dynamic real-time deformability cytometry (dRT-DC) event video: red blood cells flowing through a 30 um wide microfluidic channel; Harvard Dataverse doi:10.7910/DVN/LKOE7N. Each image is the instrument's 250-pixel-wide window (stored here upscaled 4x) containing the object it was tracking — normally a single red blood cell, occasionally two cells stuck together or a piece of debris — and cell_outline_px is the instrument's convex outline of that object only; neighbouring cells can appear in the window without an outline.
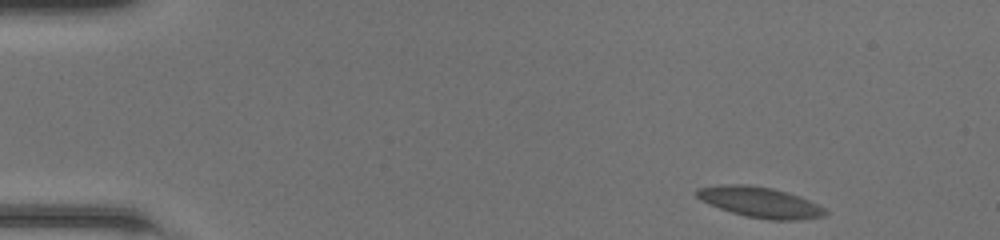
{"species": "common noctule bat (a hibernating species)", "species_latin": "Nyctalus noctula", "temperature_condition": "room temperature", "stored_images_in_passage": 46, "camera_frame_rate_fps": 3000, "um_per_image_px": 0.085, "animal": {"sex": "female", "body_mass_g": 20.0, "forearm_length_mm": 54.0}, "frame": {"image": 1, "passage_image": 1, "time_ms": 0.0, "image_size_px": [1000, 240], "cell_outline_px": [[828, 216], [800, 220], [768, 220], [744, 216], [720, 208], [696, 196], [696, 188], [724, 184], [748, 184], [772, 188], [788, 192], [800, 196], [824, 208], [828, 212]], "centroid_in_image_um": [64.66, 17.19], "position_along_channel_um": 20.3, "area_um2": 22.89}}
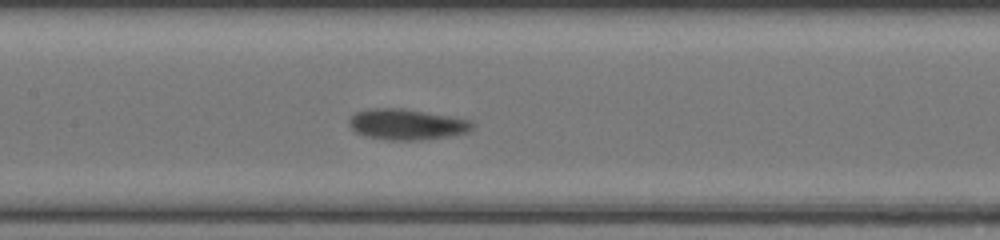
{"frame": {"image": 2, "passage_image": 20, "time_ms": 6.333, "image_size_px": [1000, 240], "cell_outline_px": [[476, 124], [468, 132], [448, 136], [420, 140], [392, 140], [364, 136], [356, 132], [348, 124], [348, 120], [356, 112], [368, 108], [404, 108], [448, 116], [468, 120]], "centroid_in_image_um": [34.54, 10.57], "position_along_channel_um": 172.9, "area_um2": 22.02}}
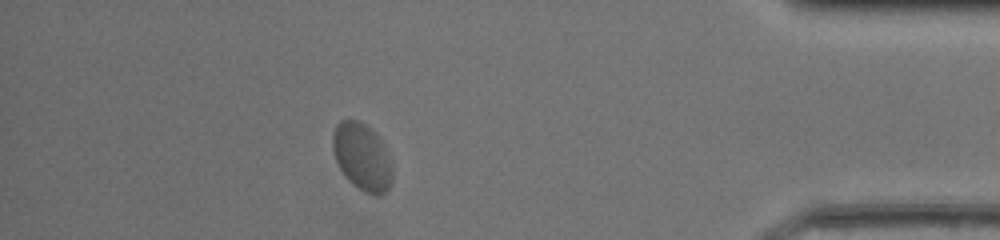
{"frame": {"image": 3, "passage_image": 40, "time_ms": 13.0, "image_size_px": [1000, 240], "cell_outline_px": [[392, 180], [388, 188], [380, 196], [376, 196], [364, 192], [348, 180], [340, 168], [336, 160], [332, 148], [332, 132], [336, 124], [340, 120], [356, 120], [364, 124], [380, 140], [392, 164]], "centroid_in_image_um": [30.75, 13.35], "position_along_channel_um": 404.4, "area_um2": 23.06}, "authors_computed_cell_mechanics": {"area_um2": 21.675, "velocity_mm_per_s": 4.1085, "shape_relaxation_time_tau1_ms": 2.9745, "shape_relaxation_time_tau2_ms": null, "deformation_change_tau1": 0.0917, "deformation_change_tau2": null}}